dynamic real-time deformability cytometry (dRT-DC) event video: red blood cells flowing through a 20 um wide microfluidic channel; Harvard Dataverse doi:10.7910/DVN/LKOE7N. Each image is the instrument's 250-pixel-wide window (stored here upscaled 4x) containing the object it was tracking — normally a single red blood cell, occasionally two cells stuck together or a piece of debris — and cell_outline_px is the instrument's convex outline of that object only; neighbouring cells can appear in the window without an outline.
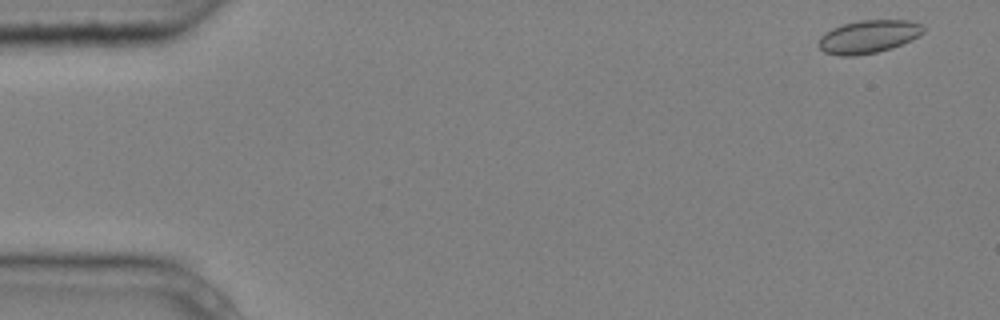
{"species": "common noctule bat (a hibernating species)", "species_latin": "Nyctalus noctula", "temperature_condition": "cold", "stored_images_in_passage": 5, "camera_frame_rate_fps": 3000, "um_per_image_px": 0.085, "animal": {"sex": "male", "body_mass_g": 20.4}, "frame": {"image": 1, "passage_image": 1, "time_ms": 0.0, "image_size_px": [1000, 320], "cell_outline_px": [[924, 32], [892, 48], [876, 52], [856, 56], [840, 56], [824, 52], [816, 44], [820, 36], [824, 32], [832, 28], [844, 24], [860, 20], [908, 20], [920, 24], [924, 28]], "centroid_in_image_um": [73.74, 3.12], "position_along_channel_um": 11.3, "area_um2": 20.06}}
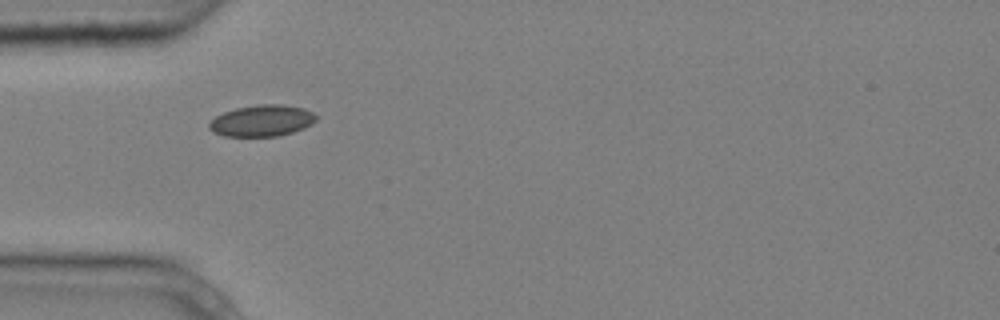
{"frame": {"image": 2, "passage_image": 4, "time_ms": 1.0, "image_size_px": [1000, 320], "cell_outline_px": [[316, 120], [312, 124], [304, 128], [280, 136], [224, 136], [212, 132], [208, 128], [208, 124], [216, 116], [224, 112], [236, 108], [260, 104], [284, 104], [304, 108], [312, 112], [316, 116]], "centroid_in_image_um": [22.26, 10.26], "position_along_channel_um": 62.7, "area_um2": 19.65}}
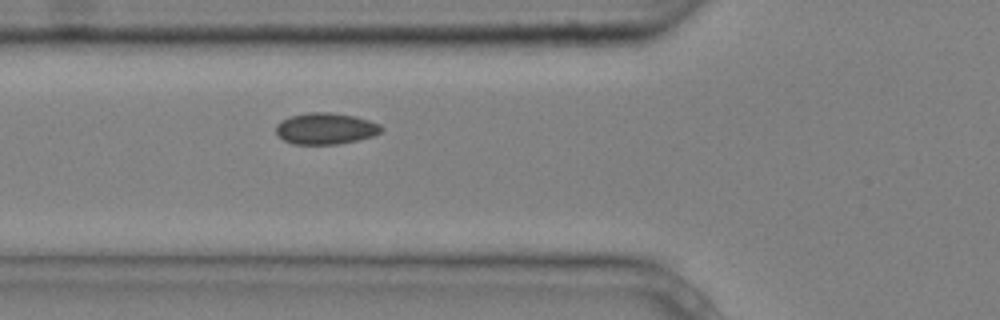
{"frame": {"image": 3, "passage_image": 5, "time_ms": 1.333, "image_size_px": [1000, 320], "cell_outline_px": [[384, 128], [380, 132], [372, 136], [356, 140], [336, 144], [292, 144], [284, 140], [276, 132], [276, 124], [280, 120], [292, 116], [308, 112], [328, 112], [356, 116], [380, 124]], "centroid_in_image_um": [27.67, 10.92], "position_along_channel_um": 98.1, "area_um2": 19.19}}